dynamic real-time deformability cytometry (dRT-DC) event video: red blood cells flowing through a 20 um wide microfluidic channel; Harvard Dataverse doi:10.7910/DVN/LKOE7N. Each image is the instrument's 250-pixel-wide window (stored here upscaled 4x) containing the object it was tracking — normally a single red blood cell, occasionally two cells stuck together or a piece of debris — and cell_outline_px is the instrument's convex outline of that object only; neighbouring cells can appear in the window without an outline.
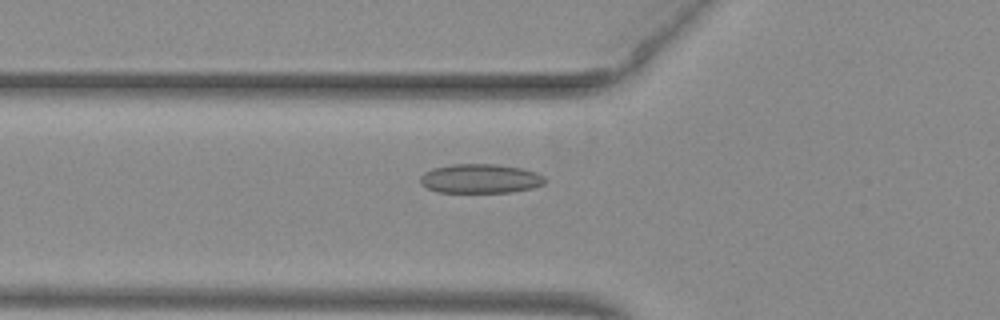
{"species": "common noctule bat (a hibernating species)", "species_latin": "Nyctalus noctula", "temperature_condition": "warm", "stored_images_in_passage": 36, "camera_frame_rate_fps": 3000, "um_per_image_px": 0.085, "animal": {"sex": "female", "body_mass_g": 29.2, "forearm_length_mm": 56.3}, "frame": {"image": 1, "passage_image": 5, "time_ms": 1.333, "image_size_px": [1000, 320], "cell_outline_px": [[544, 184], [532, 188], [512, 192], [436, 192], [420, 184], [420, 176], [424, 172], [432, 168], [452, 164], [496, 164], [520, 168], [536, 172], [544, 176]], "centroid_in_image_um": [40.8, 15.18], "position_along_channel_um": 85.0, "area_um2": 21.27}}
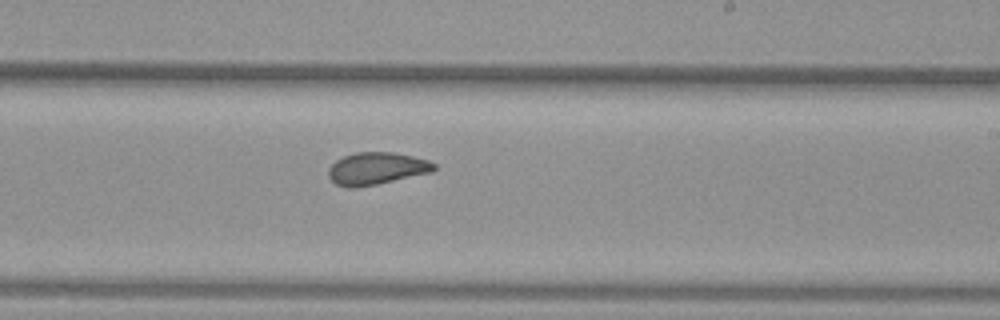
{"frame": {"image": 2, "passage_image": 18, "time_ms": 5.667, "image_size_px": [1000, 320], "cell_outline_px": [[436, 168], [432, 172], [376, 184], [356, 188], [348, 188], [336, 184], [328, 176], [328, 168], [336, 160], [344, 156], [356, 152], [392, 152], [412, 156], [428, 160], [436, 164]], "centroid_in_image_um": [31.99, 14.32], "position_along_channel_um": 257.0, "area_um2": 19.83}}
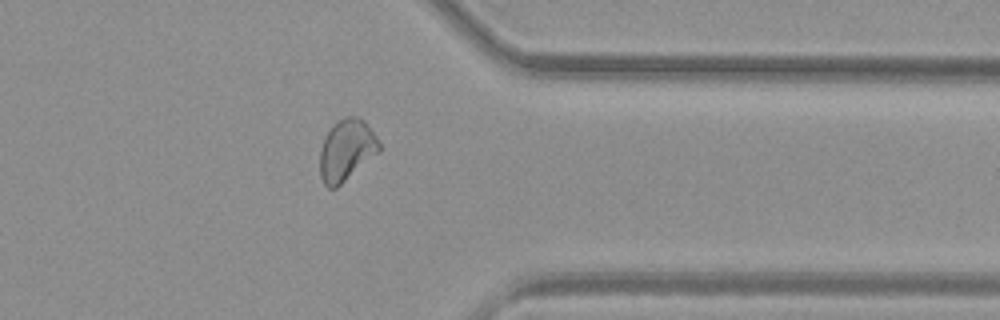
{"frame": {"image": 3, "passage_image": 28, "time_ms": 9.0, "image_size_px": [1000, 320], "cell_outline_px": [[380, 152], [336, 188], [328, 188], [324, 184], [320, 176], [320, 148], [332, 124], [344, 116], [360, 116], [368, 124], [376, 136], [380, 144]], "centroid_in_image_um": [29.46, 12.74], "position_along_channel_um": 381.9, "area_um2": 21.39}}